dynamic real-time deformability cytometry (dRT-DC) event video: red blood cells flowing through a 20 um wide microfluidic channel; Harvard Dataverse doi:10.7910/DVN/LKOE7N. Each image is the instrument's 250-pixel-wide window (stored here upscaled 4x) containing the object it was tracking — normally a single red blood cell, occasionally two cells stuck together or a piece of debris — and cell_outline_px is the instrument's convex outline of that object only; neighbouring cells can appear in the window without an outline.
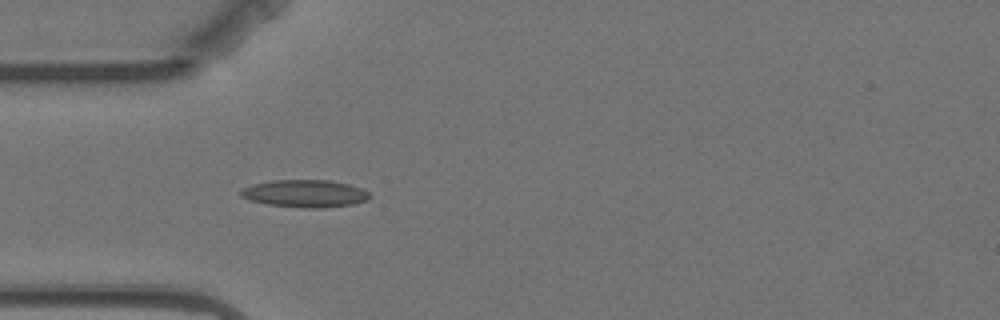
{"species": "Egyptian fruit bat (a non-hibernating species)", "species_latin": "Rousettus aegyptiacus", "temperature_condition": "warm", "stored_images_in_passage": 1, "camera_frame_rate_fps": 3000, "um_per_image_px": 0.085, "animal": {"sex": "female"}, "frame": {"image": 1, "passage_image": 1, "time_ms": 0.0, "image_size_px": [1000, 320], "cell_outline_px": [[372, 196], [368, 200], [356, 204], [316, 208], [308, 208], [268, 204], [252, 200], [240, 196], [240, 192], [244, 188], [252, 184], [272, 180], [328, 180], [348, 184], [360, 188], [368, 192]], "centroid_in_image_um": [25.96, 16.44], "position_along_channel_um": 59.0, "area_um2": 20.46}}